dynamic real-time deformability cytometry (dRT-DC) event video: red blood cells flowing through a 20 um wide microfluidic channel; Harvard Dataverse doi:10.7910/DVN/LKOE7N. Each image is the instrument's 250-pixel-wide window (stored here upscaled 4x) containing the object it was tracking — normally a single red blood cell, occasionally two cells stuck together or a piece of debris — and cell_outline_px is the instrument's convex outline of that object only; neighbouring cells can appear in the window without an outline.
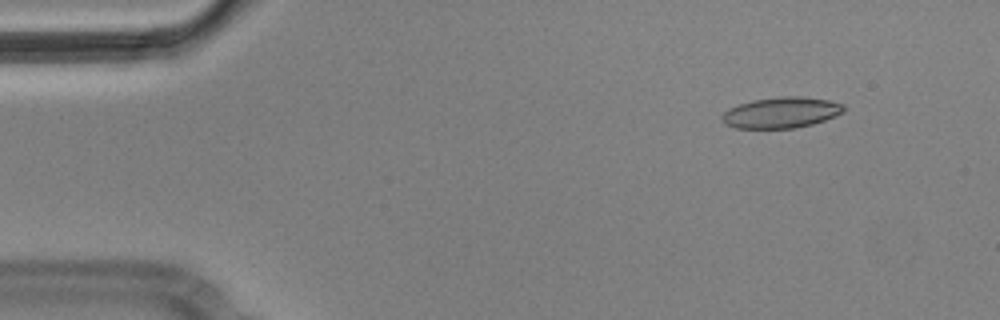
{"species": "Egyptian fruit bat (a non-hibernating species)", "species_latin": "Rousettus aegyptiacus", "temperature_condition": "cold", "stored_images_in_passage": 6, "camera_frame_rate_fps": 3000, "um_per_image_px": 0.085, "animal": {"sex": "male"}, "frame": {"image": 1, "passage_image": 2, "time_ms": 0.333, "image_size_px": [1000, 320], "cell_outline_px": [[844, 112], [836, 116], [812, 124], [792, 128], [736, 128], [724, 124], [720, 120], [720, 116], [728, 108], [752, 100], [780, 96], [800, 96], [828, 100], [844, 104]], "centroid_in_image_um": [66.37, 9.57], "position_along_channel_um": 18.6, "area_um2": 22.02}}